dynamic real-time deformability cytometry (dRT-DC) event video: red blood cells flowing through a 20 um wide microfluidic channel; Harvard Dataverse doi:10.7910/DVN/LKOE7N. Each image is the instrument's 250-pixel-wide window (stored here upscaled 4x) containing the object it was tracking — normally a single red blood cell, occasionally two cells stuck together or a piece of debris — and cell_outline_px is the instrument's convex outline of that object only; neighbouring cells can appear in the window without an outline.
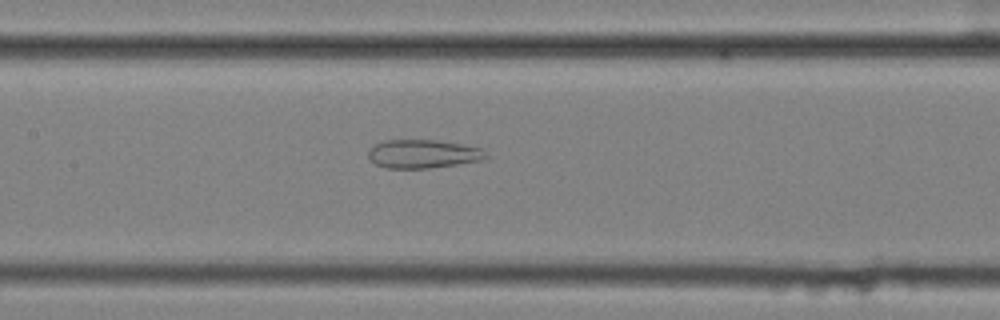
{"species": "common noctule bat (a hibernating species)", "species_latin": "Nyctalus noctula", "temperature_condition": "cold", "stored_images_in_passage": 57, "camera_frame_rate_fps": 3000, "um_per_image_px": 0.085, "animal": {"sex": "female", "body_mass_g": 25.1}, "frame": {"image": 1, "passage_image": 28, "time_ms": 9.0, "image_size_px": [1000, 320], "cell_outline_px": [[488, 156], [480, 160], [456, 164], [428, 168], [388, 168], [376, 164], [368, 156], [368, 152], [376, 144], [384, 140], [436, 140], [460, 144], [480, 148]], "centroid_in_image_um": [35.93, 13.08], "position_along_channel_um": 171.5, "area_um2": 19.13}}
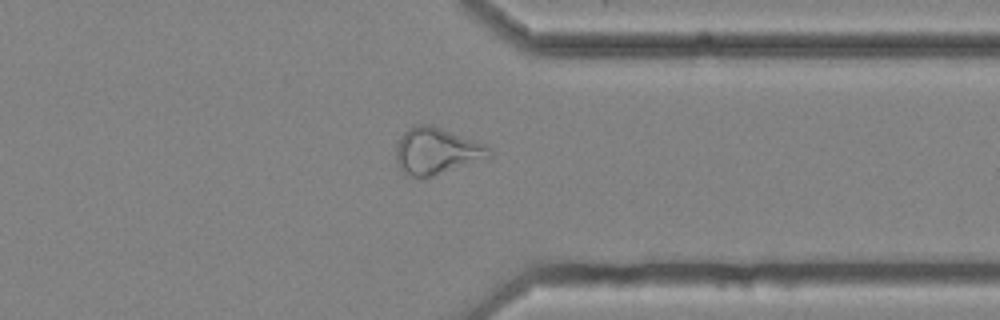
{"frame": {"image": 2, "passage_image": 45, "time_ms": 14.667, "image_size_px": [1000, 320], "cell_outline_px": [[492, 156], [432, 176], [412, 176], [400, 172], [396, 160], [396, 144], [400, 136], [408, 128], [416, 124], [432, 124], [484, 144], [492, 152]], "centroid_in_image_um": [37.05, 12.81], "position_along_channel_um": 374.3, "area_um2": 25.09}}
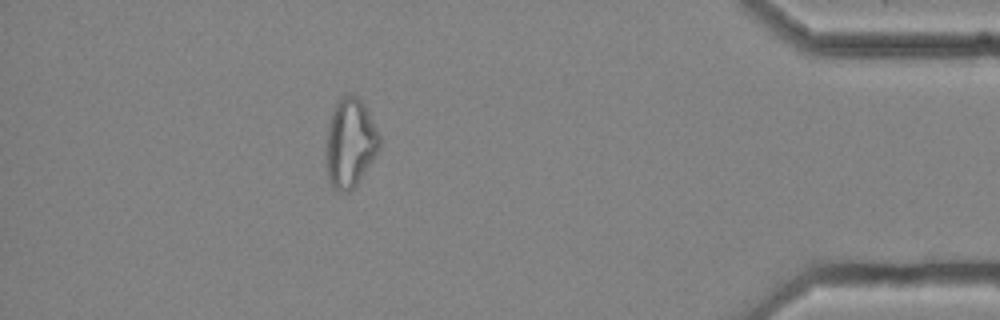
{"frame": {"image": 3, "passage_image": 51, "time_ms": 16.667, "image_size_px": [1000, 320], "cell_outline_px": [[380, 148], [356, 184], [348, 192], [340, 192], [332, 188], [328, 180], [324, 152], [328, 128], [332, 112], [336, 104], [348, 92], [356, 96], [364, 104], [380, 136]], "centroid_in_image_um": [29.73, 12.18], "position_along_channel_um": 405.5, "area_um2": 27.63}, "authors_computed_cell_mechanics": {"area_um2": 27.3394, "velocity_mm_per_s": 3.6039, "shape_relaxation_time_tau1_ms": null, "shape_relaxation_time_tau2_ms": 2.2728, "deformation_change_tau1": null, "deformation_change_tau2": 0.0988}}